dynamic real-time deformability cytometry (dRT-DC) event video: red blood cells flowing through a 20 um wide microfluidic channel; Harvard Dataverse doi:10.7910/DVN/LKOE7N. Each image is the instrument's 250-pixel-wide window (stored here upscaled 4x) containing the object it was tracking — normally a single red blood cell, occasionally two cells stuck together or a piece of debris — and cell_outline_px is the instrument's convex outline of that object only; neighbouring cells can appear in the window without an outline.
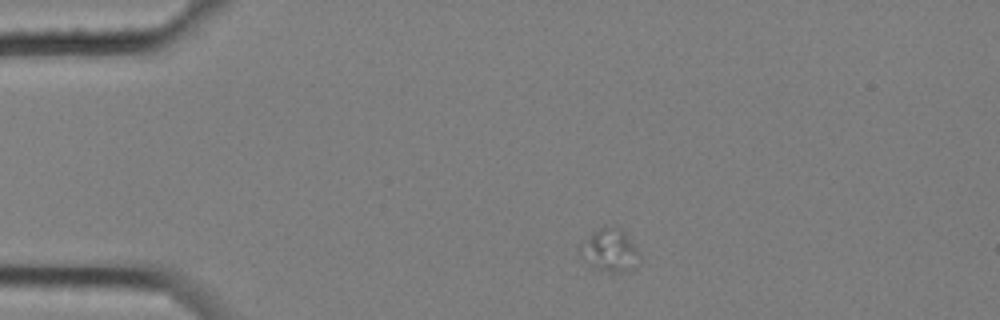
{"species": "common noctule bat (a hibernating species)", "species_latin": "Nyctalus noctula", "temperature_condition": "cold", "stored_images_in_passage": 3, "camera_frame_rate_fps": 3000, "um_per_image_px": 0.085, "animal": {"sex": "female", "body_mass_g": 25.1}, "frame": {"image": 1, "passage_image": 1, "time_ms": 0.0, "image_size_px": [1000, 320], "cell_outline_px": [[640, 256], [624, 272], [608, 272], [592, 264], [580, 256], [576, 252], [576, 248], [592, 232], [604, 224], [620, 228], [624, 232]], "centroid_in_image_um": [51.72, 21.2], "position_along_channel_um": 33.3, "area_um2": 14.33}}